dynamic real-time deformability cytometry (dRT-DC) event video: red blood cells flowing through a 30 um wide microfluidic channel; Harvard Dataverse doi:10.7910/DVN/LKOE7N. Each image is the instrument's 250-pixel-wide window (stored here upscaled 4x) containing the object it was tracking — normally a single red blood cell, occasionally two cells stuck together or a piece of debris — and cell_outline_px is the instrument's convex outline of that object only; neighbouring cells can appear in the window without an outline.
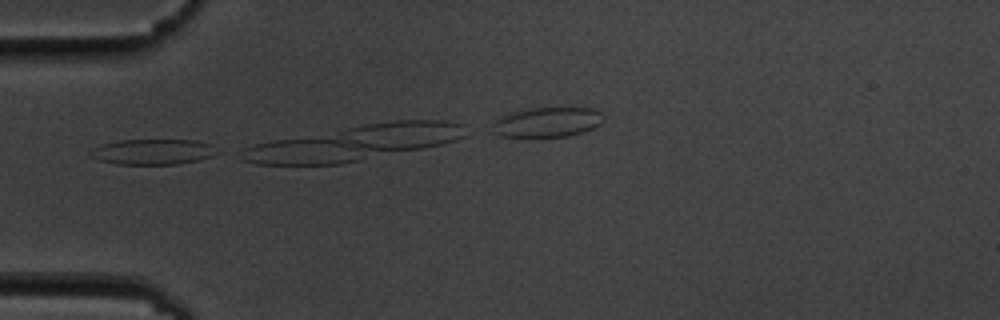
{"species": "common noctule bat (a hibernating species)", "species_latin": "Nyctalus noctula", "temperature_condition": "cold", "stored_images_in_passage": 6, "camera_frame_rate_fps": 3000, "um_per_image_px": 0.085, "animal": {"sex": "male", "body_mass_g": 19.5, "forearm_length_mm": 54.6}, "frame": {"image": 1, "passage_image": 4, "time_ms": 3.667, "image_size_px": [1000, 320], "cell_outline_px": [[220, 152], [212, 156], [200, 160], [180, 164], [116, 164], [100, 160], [92, 156], [88, 152], [92, 148], [100, 144], [120, 140], [196, 140], [212, 144]], "centroid_in_image_um": [13.03, 12.9], "position_along_channel_um": 72.0, "area_um2": 19.02}}